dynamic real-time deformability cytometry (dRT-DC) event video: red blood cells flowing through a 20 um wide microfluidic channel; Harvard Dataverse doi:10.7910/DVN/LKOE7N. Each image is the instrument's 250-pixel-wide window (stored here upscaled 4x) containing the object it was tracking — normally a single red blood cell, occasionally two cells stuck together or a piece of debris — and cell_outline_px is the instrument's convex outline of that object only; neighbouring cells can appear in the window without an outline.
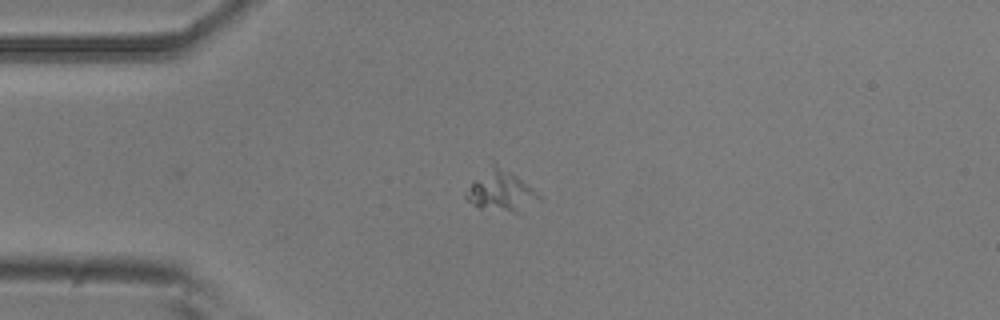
{"species": "common noctule bat (a hibernating species)", "species_latin": "Nyctalus noctula", "temperature_condition": "room temperature", "stored_images_in_passage": 42, "camera_frame_rate_fps": 3000, "um_per_image_px": 0.085, "animal": {"sex": "male", "body_mass_g": 20.5, "forearm_length_mm": 52.5}, "frame": {"image": 1, "passage_image": 1, "time_ms": 0.0, "image_size_px": [1000, 320], "cell_outline_px": [[540, 200], [516, 212], [512, 212], [480, 208], [472, 204], [464, 196], [472, 184], [492, 156], [536, 192], [540, 196]], "centroid_in_image_um": [42.53, 16.13], "position_along_channel_um": 42.5, "area_um2": 17.4}}
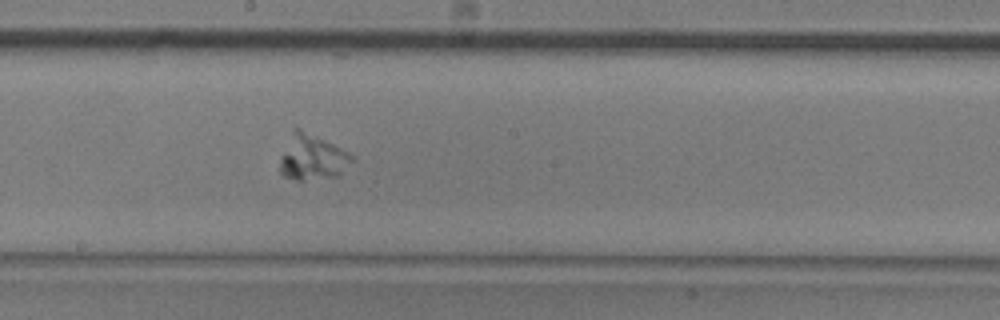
{"frame": {"image": 2, "passage_image": 17, "time_ms": 5.333, "image_size_px": [1000, 320], "cell_outline_px": [[356, 160], [340, 176], [304, 180], [296, 180], [284, 176], [280, 172], [280, 160], [296, 128], [300, 128], [356, 156]], "centroid_in_image_um": [26.64, 13.43], "position_along_channel_um": 221.6, "area_um2": 18.79}}
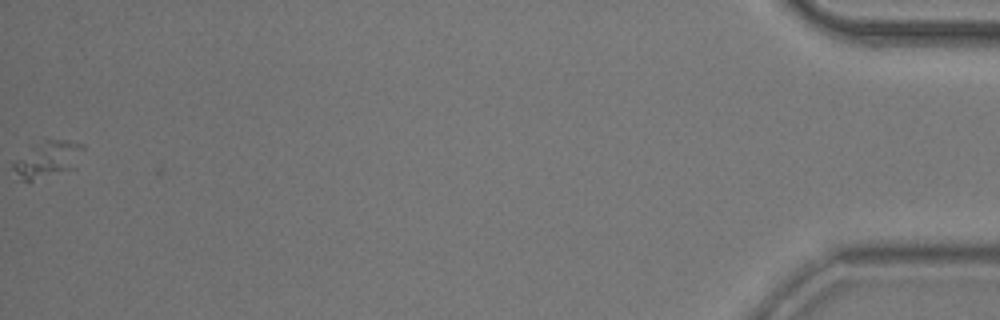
{"frame": {"image": 3, "passage_image": 42, "time_ms": 13.667, "image_size_px": [1000, 320], "cell_outline_px": [[84, 148], [76, 168], [32, 180], [24, 180], [12, 168], [12, 164], [16, 160], [36, 144], [44, 140], [68, 140], [84, 144]], "centroid_in_image_um": [4.12, 13.51], "position_along_channel_um": 431.1, "area_um2": 14.39}}